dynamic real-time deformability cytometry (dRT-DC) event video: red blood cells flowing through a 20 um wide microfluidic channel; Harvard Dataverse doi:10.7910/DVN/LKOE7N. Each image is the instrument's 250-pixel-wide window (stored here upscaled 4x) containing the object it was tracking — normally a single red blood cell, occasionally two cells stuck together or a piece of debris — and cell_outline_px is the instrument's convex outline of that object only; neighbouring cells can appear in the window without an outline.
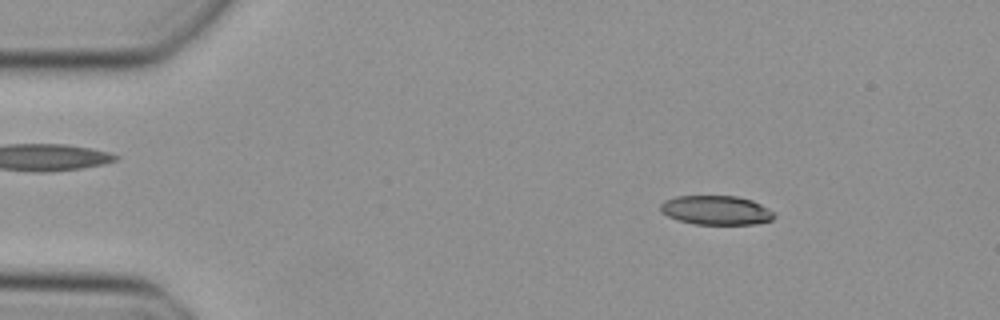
{"species": "Egyptian fruit bat (a non-hibernating species)", "species_latin": "Rousettus aegyptiacus", "temperature_condition": "cold", "stored_images_in_passage": 49, "camera_frame_rate_fps": 3000, "um_per_image_px": 0.085, "animal": {"sex": "female"}, "frame": {"image": 1, "passage_image": 8, "time_ms": 2.333, "image_size_px": [1000, 320], "cell_outline_px": [[776, 216], [772, 220], [756, 224], [692, 224], [676, 220], [660, 212], [660, 204], [664, 200], [676, 196], [736, 196], [752, 200], [776, 212]], "centroid_in_image_um": [60.87, 17.87], "position_along_channel_um": 24.1, "area_um2": 19.59}}
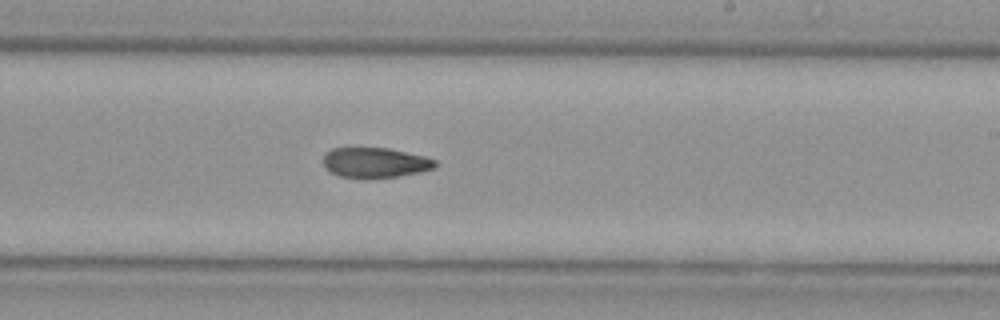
{"frame": {"image": 2, "passage_image": 30, "time_ms": 9.667, "image_size_px": [1000, 320], "cell_outline_px": [[436, 168], [420, 172], [400, 176], [360, 180], [336, 176], [328, 172], [324, 164], [324, 156], [332, 148], [388, 148], [424, 156], [436, 160]], "centroid_in_image_um": [31.86, 13.86], "position_along_channel_um": 257.1, "area_um2": 20.11}}
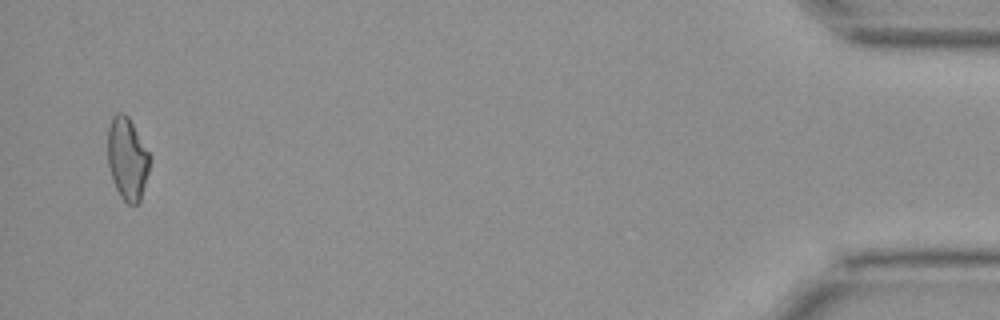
{"frame": {"image": 3, "passage_image": 48, "time_ms": 15.667, "image_size_px": [1000, 320], "cell_outline_px": [[148, 172], [140, 200], [136, 204], [128, 204], [120, 196], [112, 180], [108, 164], [108, 128], [112, 116], [116, 112], [124, 112], [128, 116], [148, 152]], "centroid_in_image_um": [10.78, 13.47], "position_along_channel_um": 424.4, "area_um2": 19.83}}